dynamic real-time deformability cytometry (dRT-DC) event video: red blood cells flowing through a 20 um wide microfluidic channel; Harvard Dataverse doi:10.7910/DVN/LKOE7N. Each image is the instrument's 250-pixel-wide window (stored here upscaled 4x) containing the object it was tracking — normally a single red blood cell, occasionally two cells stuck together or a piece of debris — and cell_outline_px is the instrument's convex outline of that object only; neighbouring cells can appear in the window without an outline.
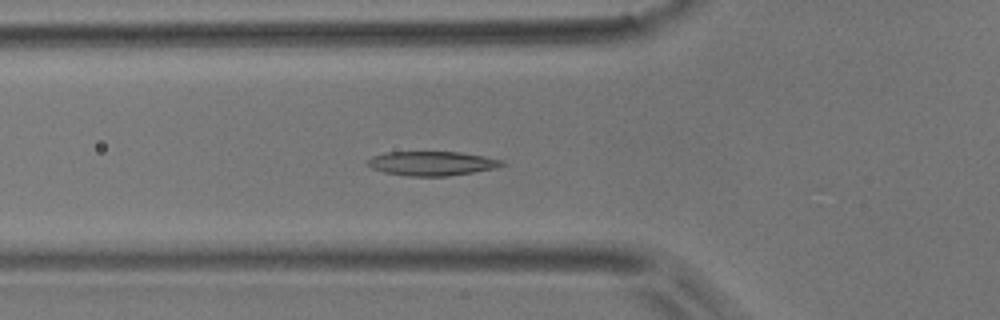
{"species": "common noctule bat (a hibernating species)", "species_latin": "Nyctalus noctula", "temperature_condition": "room temperature", "stored_images_in_passage": 22, "camera_frame_rate_fps": 3000, "um_per_image_px": 0.085, "animal": {"sex": "male", "body_mass_g": 17.9}, "frame": {"image": 1, "passage_image": 8, "time_ms": 2.333, "image_size_px": [1000, 320], "cell_outline_px": [[504, 164], [496, 168], [448, 176], [408, 176], [384, 172], [372, 168], [364, 164], [372, 156], [384, 152], [460, 152], [484, 156], [504, 160]], "centroid_in_image_um": [36.68, 13.88], "position_along_channel_um": 89.1, "area_um2": 19.02}}
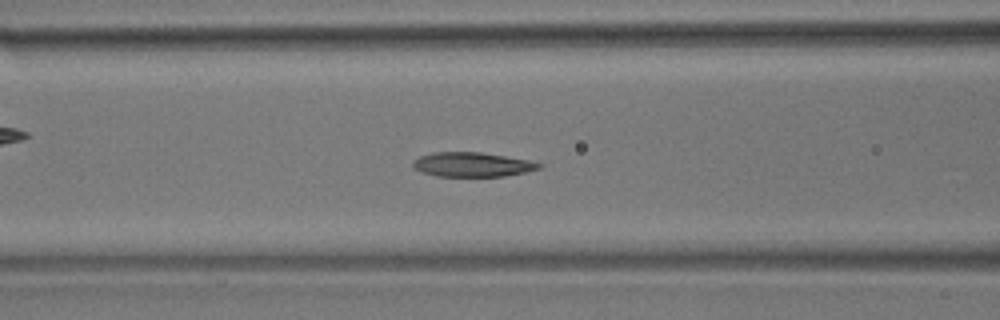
{"frame": {"image": 2, "passage_image": 11, "time_ms": 3.333, "image_size_px": [1000, 320], "cell_outline_px": [[544, 164], [540, 168], [524, 172], [504, 176], [436, 176], [420, 172], [412, 168], [412, 160], [420, 156], [432, 152], [480, 152], [528, 160]], "centroid_in_image_um": [40.07, 13.98], "position_along_channel_um": 126.5, "area_um2": 17.98}}
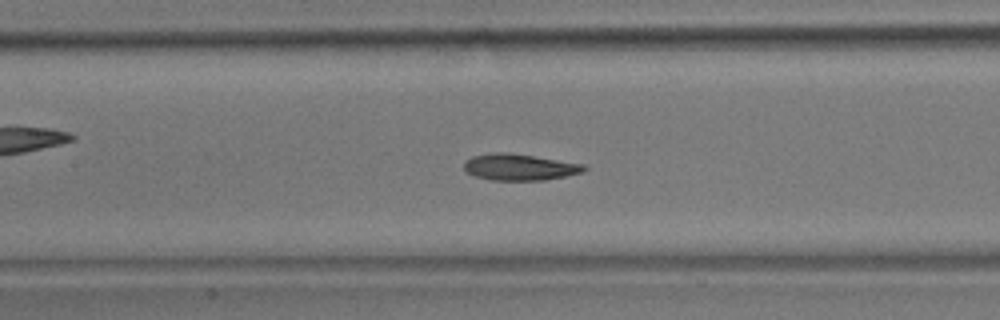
{"frame": {"image": 3, "passage_image": 14, "time_ms": 4.333, "image_size_px": [1000, 320], "cell_outline_px": [[588, 168], [584, 172], [544, 180], [492, 180], [476, 176], [464, 172], [464, 160], [472, 156], [492, 152], [504, 152], [532, 156], [584, 164]], "centroid_in_image_um": [44.12, 14.2], "position_along_channel_um": 163.3, "area_um2": 18.44}}